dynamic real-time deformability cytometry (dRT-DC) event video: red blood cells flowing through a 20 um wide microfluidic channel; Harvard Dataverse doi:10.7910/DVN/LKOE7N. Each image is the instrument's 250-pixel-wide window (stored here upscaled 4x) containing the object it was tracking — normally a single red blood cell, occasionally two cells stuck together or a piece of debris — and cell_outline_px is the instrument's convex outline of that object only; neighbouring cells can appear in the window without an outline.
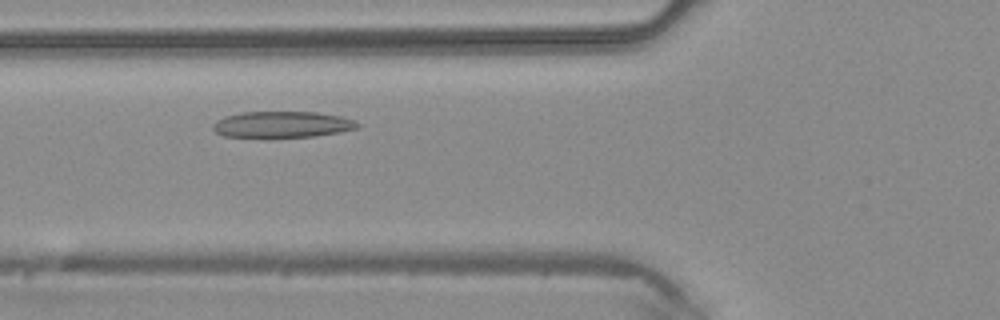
{"species": "common noctule bat (a hibernating species)", "species_latin": "Nyctalus noctula", "temperature_condition": "warm", "stored_images_in_passage": 39, "camera_frame_rate_fps": 3000, "um_per_image_px": 0.085, "animal": {"sex": "male", "body_mass_g": 20.4}, "frame": {"image": 1, "passage_image": 10, "time_ms": 3.0, "image_size_px": [1000, 320], "cell_outline_px": [[360, 124], [356, 128], [340, 132], [312, 136], [224, 136], [216, 132], [212, 128], [212, 124], [216, 120], [240, 112], [316, 112], [340, 116], [356, 120]], "centroid_in_image_um": [24.0, 10.56], "position_along_channel_um": 101.8, "area_um2": 21.68}}
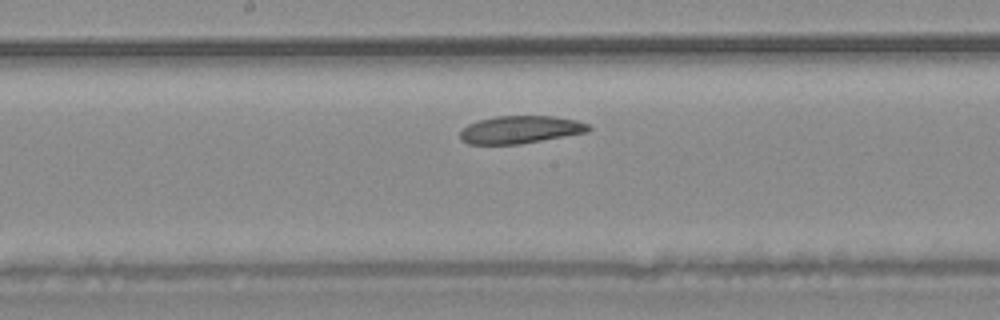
{"frame": {"image": 2, "passage_image": 17, "time_ms": 5.333, "image_size_px": [1000, 320], "cell_outline_px": [[592, 128], [588, 132], [520, 144], [468, 144], [460, 140], [460, 132], [468, 124], [480, 120], [496, 116], [556, 116], [576, 120], [588, 124]], "centroid_in_image_um": [44.24, 11.02], "position_along_channel_um": 204.0, "area_um2": 20.69}}
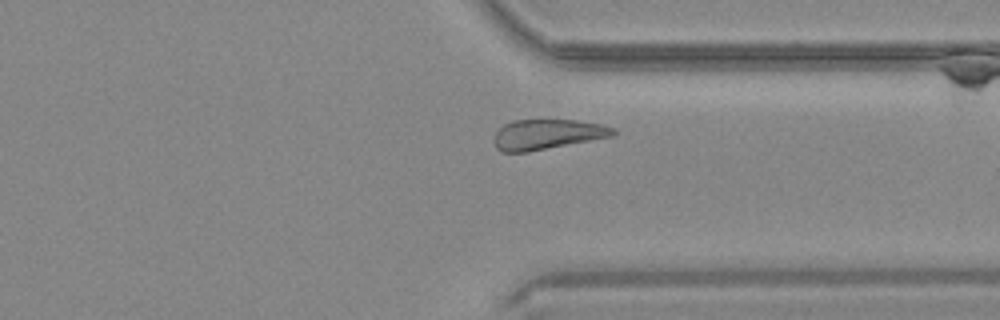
{"frame": {"image": 3, "passage_image": 28, "time_ms": 9.0, "image_size_px": [1000, 320], "cell_outline_px": [[616, 136], [528, 152], [504, 152], [496, 148], [492, 140], [496, 132], [504, 124], [512, 120], [576, 120], [600, 124], [616, 128]], "centroid_in_image_um": [46.53, 11.42], "position_along_channel_um": 364.9, "area_um2": 21.15}}